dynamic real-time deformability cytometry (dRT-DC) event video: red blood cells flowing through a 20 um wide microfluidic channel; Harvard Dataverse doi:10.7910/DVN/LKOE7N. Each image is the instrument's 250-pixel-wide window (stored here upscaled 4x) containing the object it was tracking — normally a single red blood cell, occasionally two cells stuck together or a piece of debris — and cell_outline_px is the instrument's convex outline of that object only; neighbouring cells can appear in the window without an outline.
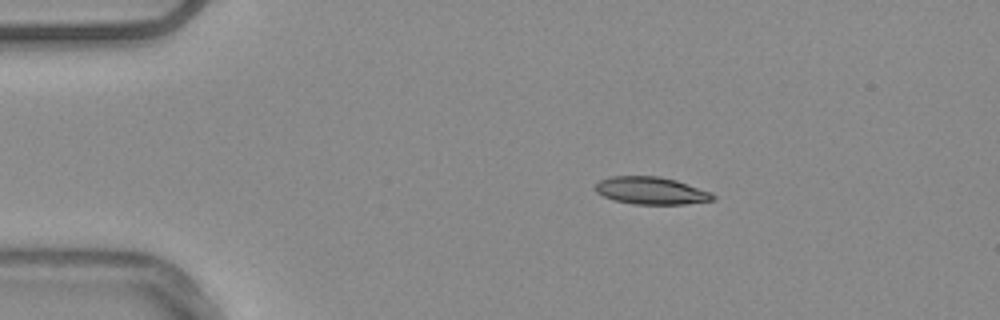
{"species": "common noctule bat (a hibernating species)", "species_latin": "Nyctalus noctula", "temperature_condition": "warm", "stored_images_in_passage": 45, "camera_frame_rate_fps": 3000, "um_per_image_px": 0.085, "animal": {"sex": "male", "body_mass_g": 20.4}, "frame": {"image": 1, "passage_image": 1, "time_ms": 0.0, "image_size_px": [1000, 320], "cell_outline_px": [[716, 200], [684, 204], [632, 204], [612, 200], [596, 192], [596, 184], [600, 180], [608, 176], [660, 176], [676, 180], [712, 192], [716, 196]], "centroid_in_image_um": [55.36, 16.2], "position_along_channel_um": 29.6, "area_um2": 18.96}}
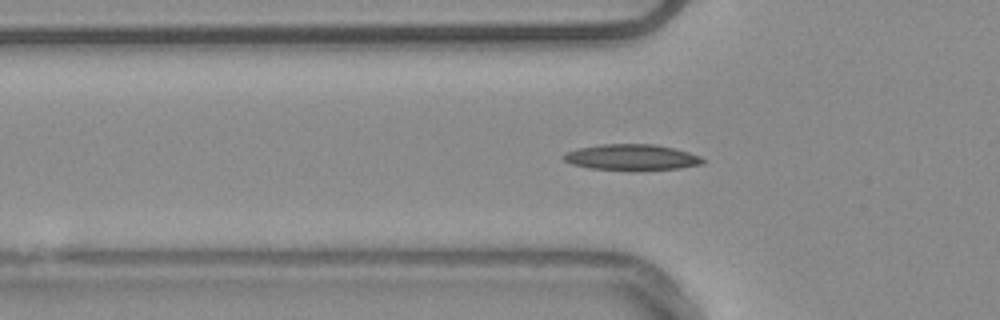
{"frame": {"image": 2, "passage_image": 9, "time_ms": 2.667, "image_size_px": [1000, 320], "cell_outline_px": [[704, 164], [680, 168], [588, 168], [572, 164], [564, 160], [560, 156], [564, 152], [580, 148], [600, 144], [656, 144], [688, 152], [700, 156], [704, 160]], "centroid_in_image_um": [53.65, 13.33], "position_along_channel_um": 72.1, "area_um2": 20.29}}
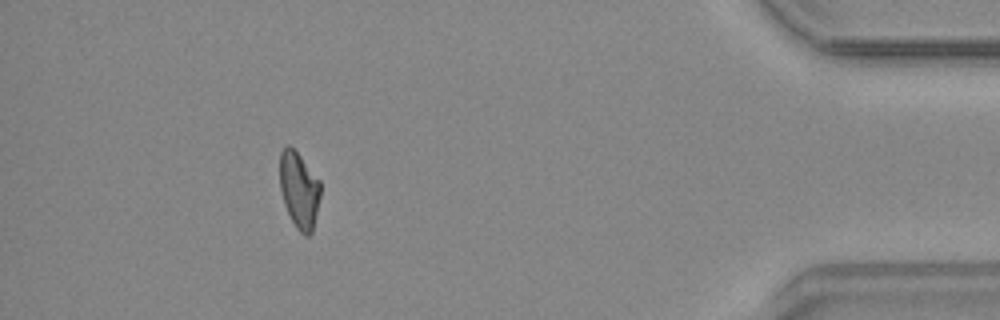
{"frame": {"image": 3, "passage_image": 40, "time_ms": 13.0, "image_size_px": [1000, 320], "cell_outline_px": [[320, 196], [312, 232], [308, 236], [304, 236], [296, 228], [284, 204], [280, 188], [280, 152], [288, 144], [300, 156], [320, 180]], "centroid_in_image_um": [25.42, 16.16], "position_along_channel_um": 409.8, "area_um2": 17.92}}